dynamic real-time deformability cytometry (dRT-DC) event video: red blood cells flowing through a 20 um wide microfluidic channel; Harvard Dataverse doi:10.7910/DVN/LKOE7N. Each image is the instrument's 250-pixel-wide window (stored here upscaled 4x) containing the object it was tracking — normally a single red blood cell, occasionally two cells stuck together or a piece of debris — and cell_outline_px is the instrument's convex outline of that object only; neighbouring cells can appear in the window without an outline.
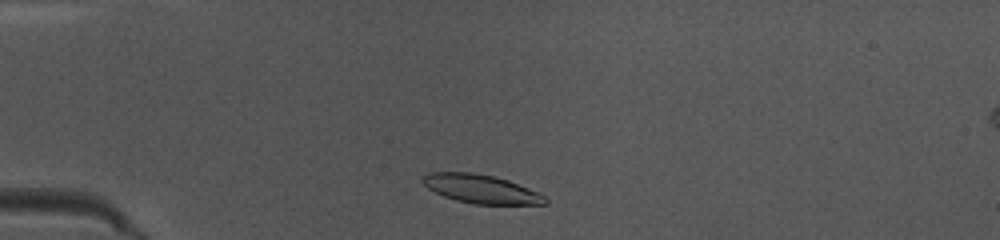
{"species": "common noctule bat (a hibernating species)", "species_latin": "Nyctalus noctula", "temperature_condition": "warm", "stored_images_in_passage": 40, "camera_frame_rate_fps": 3000, "um_per_image_px": 0.085, "animal": {"sex": "female", "body_mass_g": 10.0, "forearm_length_mm": 53.1}, "frame": {"image": 1, "passage_image": 3, "time_ms": 0.667, "image_size_px": [1000, 240], "cell_outline_px": [[548, 204], [472, 204], [456, 200], [444, 196], [428, 188], [424, 184], [424, 176], [428, 172], [472, 172], [492, 176], [508, 180], [536, 192], [544, 196], [548, 200]], "centroid_in_image_um": [40.88, 16.06], "position_along_channel_um": 44.1, "area_um2": 20.11}}
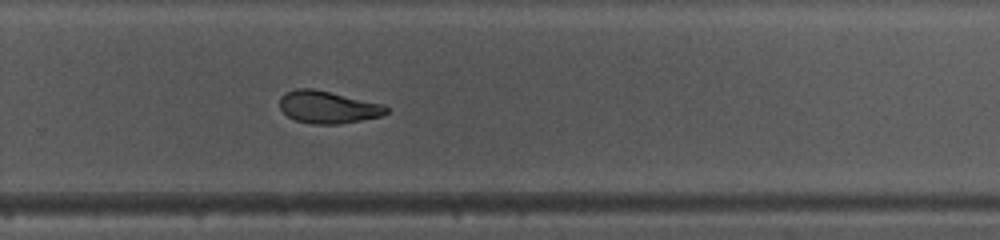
{"frame": {"image": 2, "passage_image": 24, "time_ms": 7.667, "image_size_px": [1000, 240], "cell_outline_px": [[388, 112], [380, 116], [340, 124], [312, 124], [296, 120], [288, 116], [280, 108], [280, 96], [296, 88], [312, 88], [384, 104], [388, 108]], "centroid_in_image_um": [27.87, 9.1], "position_along_channel_um": 301.9, "area_um2": 19.94}}
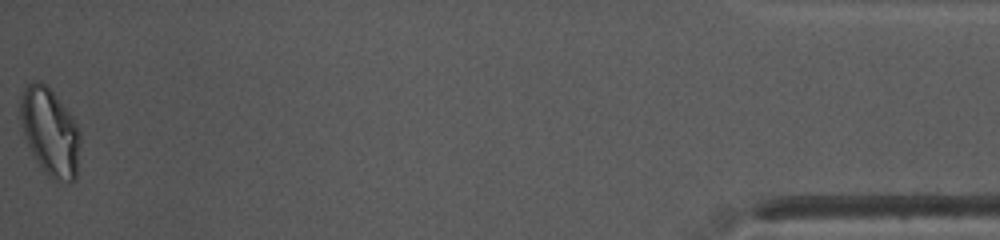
{"frame": {"image": 3, "passage_image": 40, "time_ms": 13.0, "image_size_px": [1000, 240], "cell_outline_px": [[80, 144], [76, 180], [56, 180], [48, 176], [36, 160], [24, 136], [20, 116], [20, 100], [24, 88], [32, 80], [40, 80], [52, 92], [72, 116], [80, 132]], "centroid_in_image_um": [4.25, 11.2], "position_along_channel_um": 431.0, "area_um2": 30.17}, "authors_computed_cell_mechanics": {"area_um2": 20.8658, "velocity_mm_per_s": 4.0322, "shape_relaxation_time_tau1_ms": 8.2671, "shape_relaxation_time_tau2_ms": 3.4677, "deformation_change_tau1": 0.254, "deformation_change_tau2": 0.0948}}